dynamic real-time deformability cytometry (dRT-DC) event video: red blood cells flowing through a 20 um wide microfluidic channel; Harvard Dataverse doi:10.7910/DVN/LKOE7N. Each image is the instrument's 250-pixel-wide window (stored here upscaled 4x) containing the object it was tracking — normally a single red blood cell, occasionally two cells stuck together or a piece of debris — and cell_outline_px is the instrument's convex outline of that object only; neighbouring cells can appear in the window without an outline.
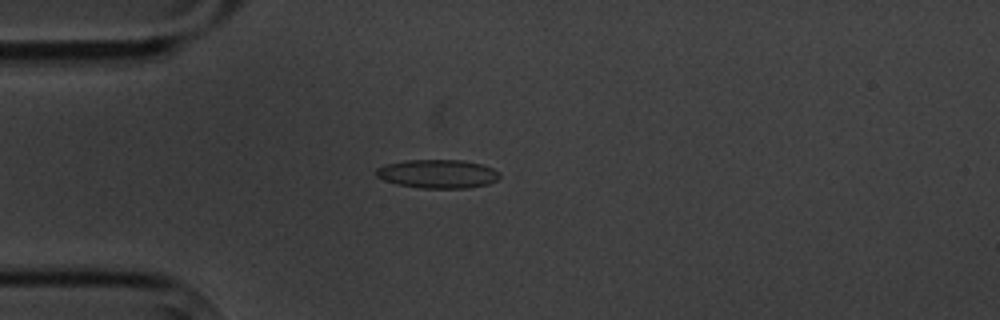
{"species": "common noctule bat (a hibernating species)", "species_latin": "Nyctalus noctula", "temperature_condition": "cold", "stored_images_in_passage": 4, "camera_frame_rate_fps": 3000, "um_per_image_px": 0.085, "animal": {"sex": "male", "body_mass_g": 20.1, "forearm_length_mm": 53.5}, "frame": {"image": 1, "passage_image": 4, "time_ms": 4.333, "image_size_px": [1000, 320], "cell_outline_px": [[500, 176], [496, 180], [488, 184], [468, 188], [420, 188], [396, 184], [384, 180], [376, 176], [376, 168], [384, 164], [404, 160], [460, 160], [480, 164], [492, 168], [500, 172]], "centroid_in_image_um": [37.18, 14.78], "position_along_channel_um": 47.8, "area_um2": 20.69}}